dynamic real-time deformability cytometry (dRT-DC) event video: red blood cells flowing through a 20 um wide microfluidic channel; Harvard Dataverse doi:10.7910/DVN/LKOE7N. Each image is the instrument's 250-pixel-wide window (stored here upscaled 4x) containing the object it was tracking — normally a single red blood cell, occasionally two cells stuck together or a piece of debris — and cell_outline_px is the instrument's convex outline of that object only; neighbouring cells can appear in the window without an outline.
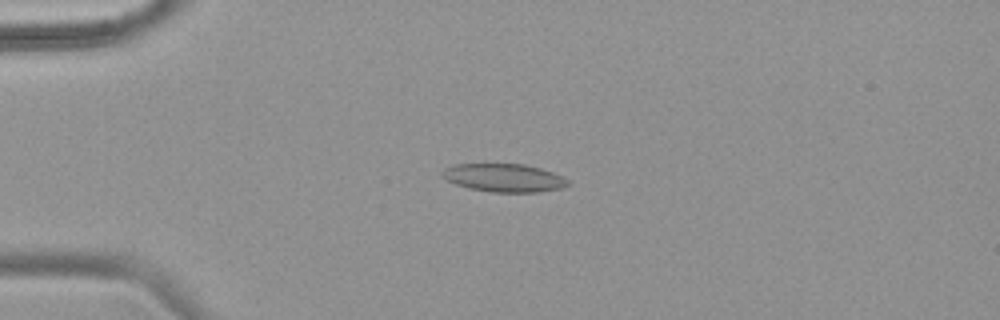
{"species": "common noctule bat (a hibernating species)", "species_latin": "Nyctalus noctula", "temperature_condition": "warm", "stored_images_in_passage": 45, "camera_frame_rate_fps": 3000, "um_per_image_px": 0.085, "animal": {"sex": "female", "body_mass_g": 18.4}, "frame": {"image": 1, "passage_image": 5, "time_ms": 1.333, "image_size_px": [1000, 320], "cell_outline_px": [[572, 184], [560, 188], [540, 192], [492, 192], [468, 188], [456, 184], [440, 176], [440, 172], [444, 168], [456, 164], [524, 164], [540, 168], [552, 172], [572, 180]], "centroid_in_image_um": [42.86, 15.11], "position_along_channel_um": 42.1, "area_um2": 20.81}}
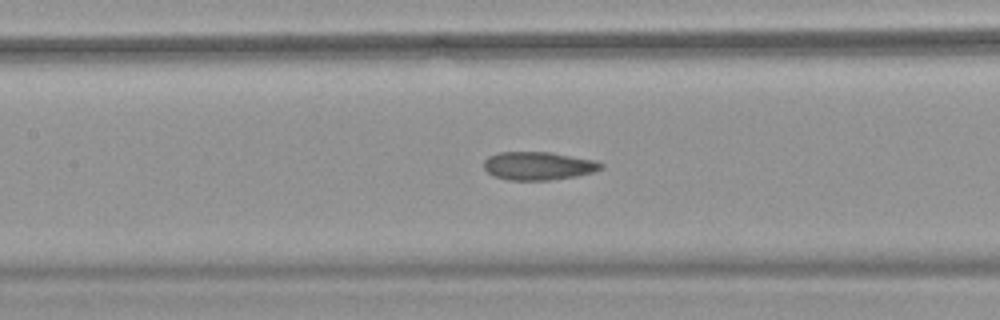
{"frame": {"image": 2, "passage_image": 17, "time_ms": 5.333, "image_size_px": [1000, 320], "cell_outline_px": [[604, 168], [596, 172], [576, 176], [548, 180], [508, 180], [492, 176], [484, 168], [484, 160], [488, 156], [500, 152], [552, 152], [596, 160], [604, 164]], "centroid_in_image_um": [45.79, 14.09], "position_along_channel_um": 161.6, "area_um2": 19.54}}
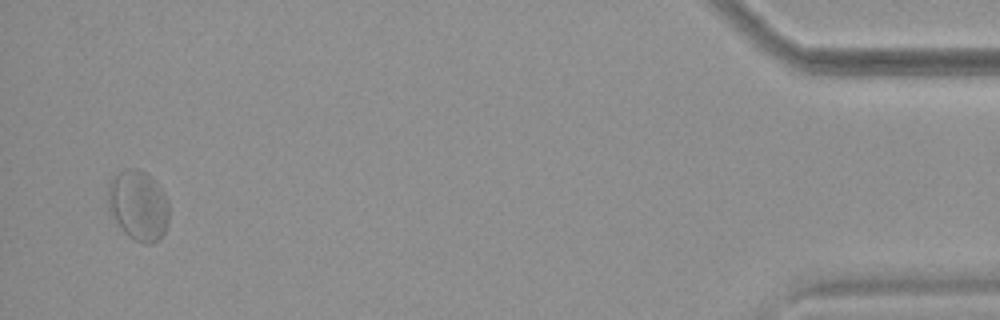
{"frame": {"image": 3, "passage_image": 44, "time_ms": 14.333, "image_size_px": [1000, 320], "cell_outline_px": [[168, 220], [164, 232], [160, 240], [152, 244], [144, 244], [128, 236], [124, 232], [108, 212], [108, 180], [116, 172], [124, 168], [140, 168], [152, 176], [156, 180], [164, 192], [168, 200]], "centroid_in_image_um": [11.74, 17.41], "position_along_channel_um": 423.5, "area_um2": 25.72}, "authors_computed_cell_mechanics": {"area_um2": 20.4034, "velocity_mm_per_s": 3.7498, "shape_relaxation_time_tau1_ms": null, "shape_relaxation_time_tau2_ms": 2.0009, "deformation_change_tau1": null, "deformation_change_tau2": 0.0734}}